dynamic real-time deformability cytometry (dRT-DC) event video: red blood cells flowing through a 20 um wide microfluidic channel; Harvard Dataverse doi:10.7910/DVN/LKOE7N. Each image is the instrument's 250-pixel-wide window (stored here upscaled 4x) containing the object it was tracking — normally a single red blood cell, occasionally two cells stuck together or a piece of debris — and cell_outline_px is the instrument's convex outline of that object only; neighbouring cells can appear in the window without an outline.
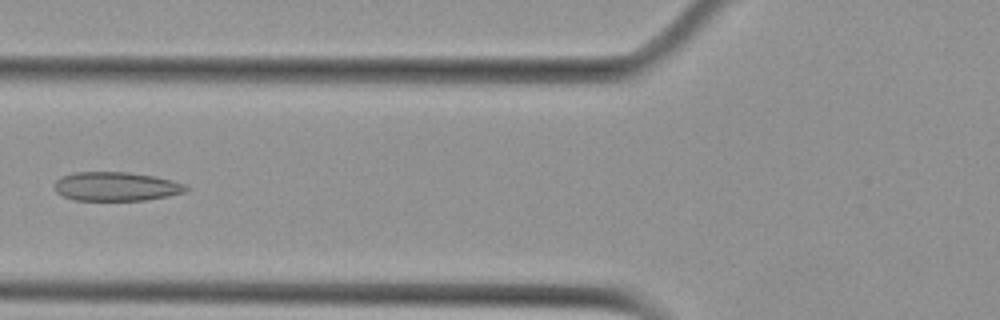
{"species": "Egyptian fruit bat (a non-hibernating species)", "species_latin": "Rousettus aegyptiacus", "temperature_condition": "cold", "stored_images_in_passage": 6, "camera_frame_rate_fps": 3000, "um_per_image_px": 0.085, "animal": {"sex": "female"}, "frame": {"image": 1, "passage_image": 6, "time_ms": 6.0, "image_size_px": [1000, 320], "cell_outline_px": [[188, 188], [184, 192], [168, 196], [144, 200], [76, 200], [64, 196], [56, 192], [56, 180], [60, 176], [76, 172], [128, 172], [152, 176], [172, 180], [184, 184]], "centroid_in_image_um": [9.86, 15.84], "position_along_channel_um": 115.9, "area_um2": 21.96}}